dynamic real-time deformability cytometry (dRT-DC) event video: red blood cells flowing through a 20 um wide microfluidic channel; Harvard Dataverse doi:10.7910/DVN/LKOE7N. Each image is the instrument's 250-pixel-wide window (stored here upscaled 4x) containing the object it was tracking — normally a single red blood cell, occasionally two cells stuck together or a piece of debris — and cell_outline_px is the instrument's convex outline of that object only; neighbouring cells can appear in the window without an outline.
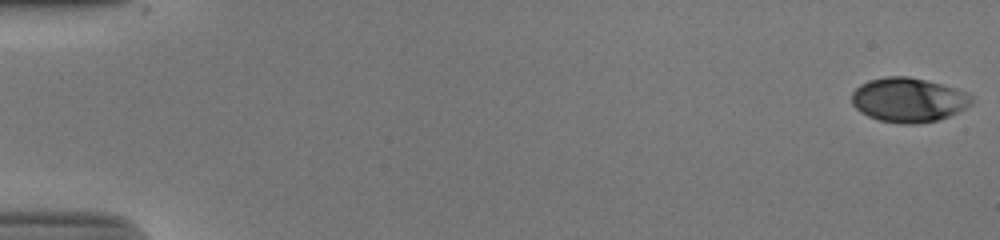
{"species": "human", "species_latin": "Homo sapiens", "temperature_condition": "cold", "stored_images_in_passage": 54, "camera_frame_rate_fps": 3000, "um_per_image_px": 0.085, "donor": {"sex": "male"}, "frame": {"image": 1, "passage_image": 1, "time_ms": 0.0, "image_size_px": [1000, 240], "cell_outline_px": [[972, 104], [948, 116], [936, 120], [916, 124], [908, 124], [880, 120], [868, 116], [860, 112], [852, 104], [852, 92], [860, 84], [868, 80], [888, 76], [908, 76], [944, 84], [968, 92], [972, 96]], "centroid_in_image_um": [77.22, 8.47], "position_along_channel_um": 7.8, "area_um2": 30.98}}
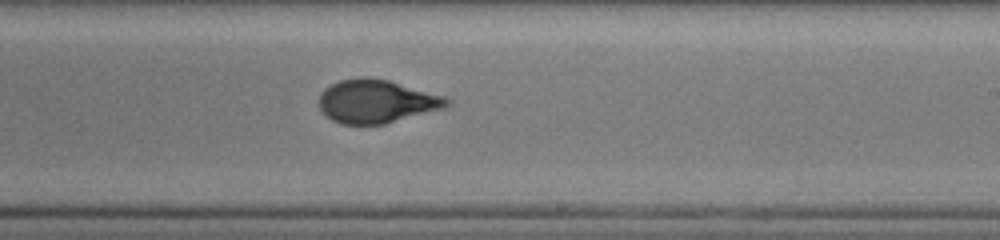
{"frame": {"image": 2, "passage_image": 34, "time_ms": 11.0, "image_size_px": [1000, 240], "cell_outline_px": [[452, 104], [444, 108], [384, 124], [340, 124], [332, 120], [316, 104], [316, 100], [320, 92], [324, 88], [340, 80], [360, 76], [364, 76], [388, 80], [444, 96], [452, 100]], "centroid_in_image_um": [31.97, 8.61], "position_along_channel_um": 257.0, "area_um2": 32.48}}
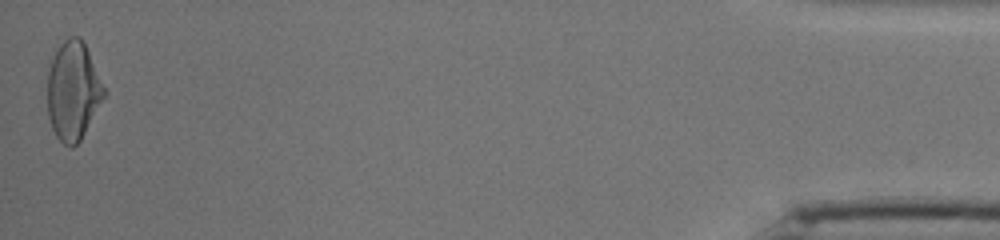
{"frame": {"image": 3, "passage_image": 54, "time_ms": 17.667, "image_size_px": [1000, 240], "cell_outline_px": [[108, 92], [80, 140], [72, 148], [64, 144], [56, 136], [52, 128], [48, 116], [48, 68], [56, 48], [64, 40], [72, 36], [76, 36], [84, 44]], "centroid_in_image_um": [6.22, 7.74], "position_along_channel_um": 429.0, "area_um2": 32.43}, "authors_computed_cell_mechanics": {"area_um2": 31.9923, "velocity_mm_per_s": 3.8662, "shape_relaxation_time_tau1_ms": 6.5928, "shape_relaxation_time_tau2_ms": 0.7785, "deformation_change_tau1": 0.2203, "deformation_change_tau2": 0.0587}}